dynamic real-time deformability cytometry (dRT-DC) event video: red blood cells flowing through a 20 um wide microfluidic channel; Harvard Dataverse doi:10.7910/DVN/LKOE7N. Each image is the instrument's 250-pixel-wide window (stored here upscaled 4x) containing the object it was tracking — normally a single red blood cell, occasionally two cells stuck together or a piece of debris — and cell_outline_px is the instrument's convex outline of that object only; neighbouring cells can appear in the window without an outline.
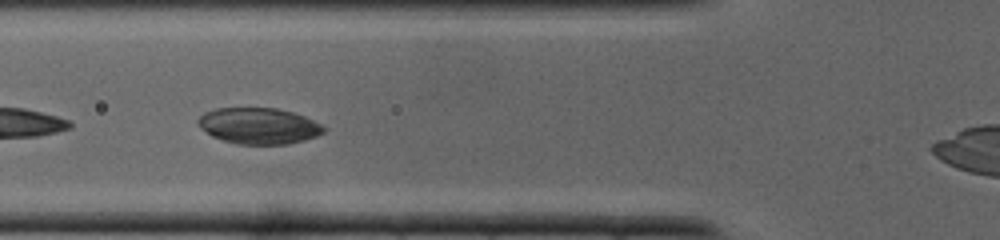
{"species": "common noctule bat (a hibernating species)", "species_latin": "Nyctalus noctula", "temperature_condition": "cold", "stored_images_in_passage": 22, "camera_frame_rate_fps": 3000, "um_per_image_px": 0.085, "animal": {"sex": "male", "body_mass_g": 19.0, "forearm_length_mm": 50.8}, "frame": {"image": 1, "passage_image": 3, "time_ms": 0.667, "image_size_px": [1000, 240], "cell_outline_px": [[328, 128], [324, 132], [316, 136], [304, 140], [288, 144], [236, 144], [212, 136], [200, 128], [196, 124], [196, 120], [204, 112], [216, 108], [276, 108], [292, 112], [304, 116]], "centroid_in_image_um": [21.97, 10.7], "position_along_channel_um": 103.8, "area_um2": 26.53}}
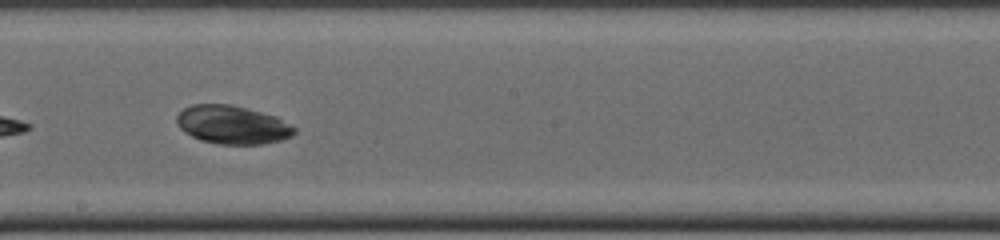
{"frame": {"image": 2, "passage_image": 10, "time_ms": 3.0, "image_size_px": [1000, 240], "cell_outline_px": [[296, 132], [292, 136], [280, 140], [264, 144], [216, 144], [200, 140], [184, 132], [176, 124], [176, 116], [184, 108], [192, 104], [232, 104], [276, 116], [292, 124], [296, 128]], "centroid_in_image_um": [19.76, 10.61], "position_along_channel_um": 228.4, "area_um2": 26.59}}
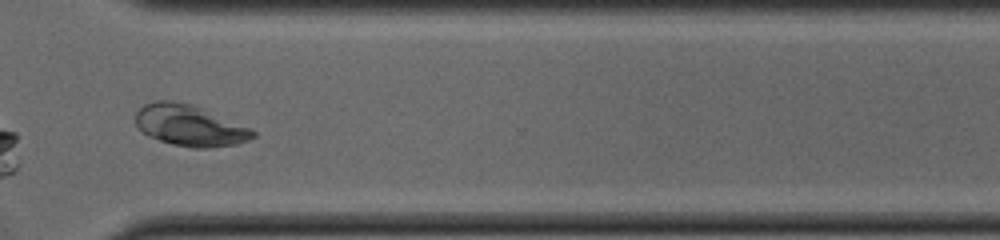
{"frame": {"image": 3, "passage_image": 17, "time_ms": 5.333, "image_size_px": [1000, 240], "cell_outline_px": [[256, 136], [248, 140], [236, 144], [208, 148], [192, 148], [172, 144], [148, 136], [136, 124], [136, 112], [144, 104], [160, 100], [168, 100], [192, 104], [248, 128], [256, 132]], "centroid_in_image_um": [16.1, 10.68], "position_along_channel_um": 354.5, "area_um2": 27.63}}